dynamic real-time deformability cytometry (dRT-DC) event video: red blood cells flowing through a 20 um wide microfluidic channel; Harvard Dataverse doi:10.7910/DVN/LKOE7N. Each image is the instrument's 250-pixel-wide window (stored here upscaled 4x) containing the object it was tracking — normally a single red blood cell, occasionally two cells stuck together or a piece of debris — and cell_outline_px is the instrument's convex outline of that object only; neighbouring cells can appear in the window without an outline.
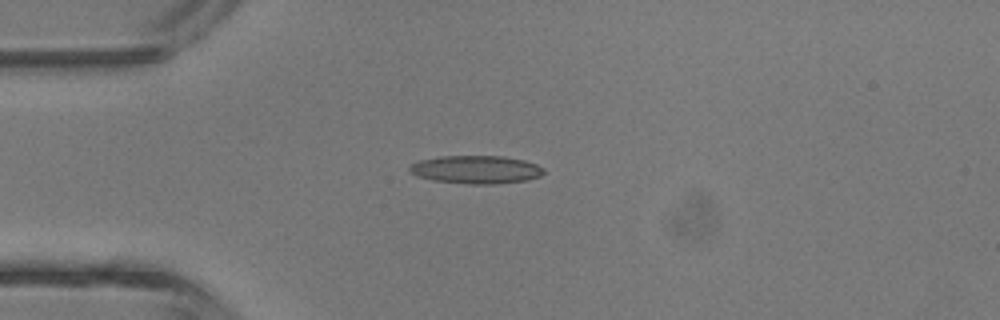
{"species": "common noctule bat (a hibernating species)", "species_latin": "Nyctalus noctula", "temperature_condition": "room temperature", "stored_images_in_passage": 5, "camera_frame_rate_fps": 3000, "um_per_image_px": 0.085, "animal": {"sex": "male", "body_mass_g": 13.3}, "frame": {"image": 1, "passage_image": 4, "time_ms": 3.333, "image_size_px": [1000, 320], "cell_outline_px": [[544, 172], [540, 176], [528, 180], [496, 184], [468, 184], [432, 180], [416, 176], [408, 172], [408, 168], [412, 164], [420, 160], [440, 156], [504, 156], [524, 160], [536, 164], [544, 168]], "centroid_in_image_um": [40.45, 14.42], "position_along_channel_um": 44.5, "area_um2": 22.14}}